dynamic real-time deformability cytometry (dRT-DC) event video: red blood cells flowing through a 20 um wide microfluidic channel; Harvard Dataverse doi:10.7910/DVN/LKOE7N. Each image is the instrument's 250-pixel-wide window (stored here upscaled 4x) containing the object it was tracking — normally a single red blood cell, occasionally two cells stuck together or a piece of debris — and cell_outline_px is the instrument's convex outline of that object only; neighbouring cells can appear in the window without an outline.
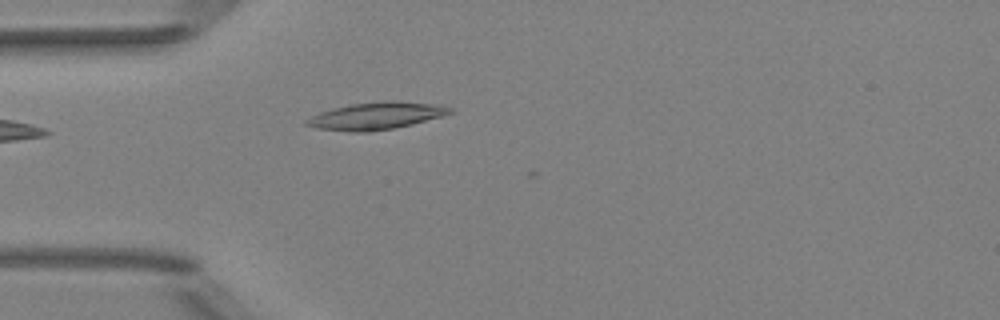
{"species": "Egyptian fruit bat (a non-hibernating species)", "species_latin": "Rousettus aegyptiacus", "temperature_condition": "room temperature", "stored_images_in_passage": 3, "camera_frame_rate_fps": 3000, "um_per_image_px": 0.085, "animal": {"sex": "female"}, "frame": {"image": 1, "passage_image": 1, "time_ms": 0.0, "image_size_px": [1000, 320], "cell_outline_px": [[452, 112], [440, 116], [412, 124], [392, 128], [368, 132], [352, 132], [316, 128], [304, 124], [304, 120], [320, 112], [332, 108], [348, 104], [388, 100], [392, 100], [432, 104], [452, 108]], "centroid_in_image_um": [31.89, 9.84], "position_along_channel_um": 53.1, "area_um2": 22.54}}